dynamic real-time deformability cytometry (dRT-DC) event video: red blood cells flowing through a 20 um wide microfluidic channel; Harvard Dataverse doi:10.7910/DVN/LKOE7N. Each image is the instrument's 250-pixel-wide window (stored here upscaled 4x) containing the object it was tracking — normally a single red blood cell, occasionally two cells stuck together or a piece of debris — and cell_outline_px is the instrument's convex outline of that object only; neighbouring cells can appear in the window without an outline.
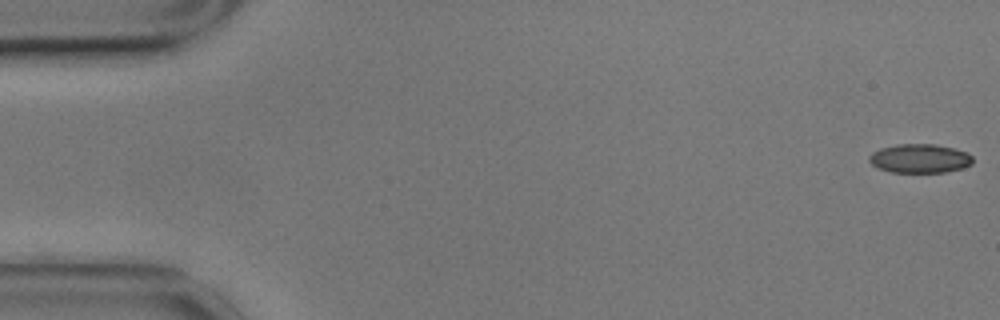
{"species": "common noctule bat (a hibernating species)", "species_latin": "Nyctalus noctula", "temperature_condition": "cold", "stored_images_in_passage": 42, "camera_frame_rate_fps": 3000, "um_per_image_px": 0.085, "animal": {"sex": "male", "body_mass_g": 17.9}, "frame": {"image": 1, "passage_image": 1, "time_ms": 0.0, "image_size_px": [1000, 320], "cell_outline_px": [[972, 164], [960, 168], [944, 172], [888, 172], [876, 168], [868, 160], [868, 156], [872, 152], [880, 148], [896, 144], [936, 144], [968, 152], [972, 156]], "centroid_in_image_um": [78.13, 13.46], "position_along_channel_um": 6.9, "area_um2": 17.57}}
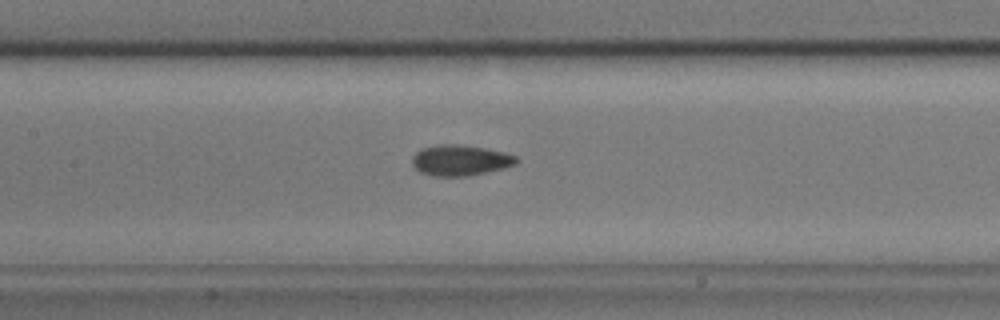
{"frame": {"image": 2, "passage_image": 26, "time_ms": 8.333, "image_size_px": [1000, 320], "cell_outline_px": [[520, 160], [516, 164], [504, 168], [464, 176], [432, 176], [420, 172], [412, 164], [412, 156], [420, 148], [436, 144], [456, 144], [484, 148], [504, 152], [516, 156]], "centroid_in_image_um": [39.1, 13.61], "position_along_channel_um": 168.3, "area_um2": 18.67}}
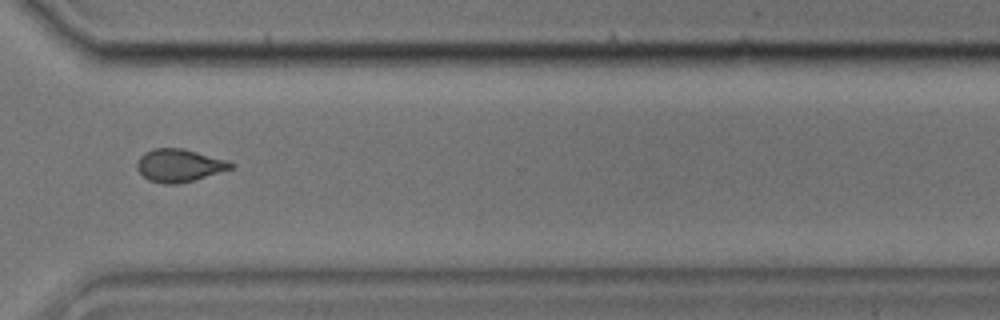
{"frame": {"image": 3, "passage_image": 42, "time_ms": 13.667, "image_size_px": [1000, 320], "cell_outline_px": [[236, 164], [232, 168], [192, 180], [176, 184], [164, 184], [148, 180], [136, 168], [136, 164], [140, 156], [144, 152], [152, 148], [184, 148], [224, 160]], "centroid_in_image_um": [15.17, 14.05], "position_along_channel_um": 355.4, "area_um2": 17.69}}